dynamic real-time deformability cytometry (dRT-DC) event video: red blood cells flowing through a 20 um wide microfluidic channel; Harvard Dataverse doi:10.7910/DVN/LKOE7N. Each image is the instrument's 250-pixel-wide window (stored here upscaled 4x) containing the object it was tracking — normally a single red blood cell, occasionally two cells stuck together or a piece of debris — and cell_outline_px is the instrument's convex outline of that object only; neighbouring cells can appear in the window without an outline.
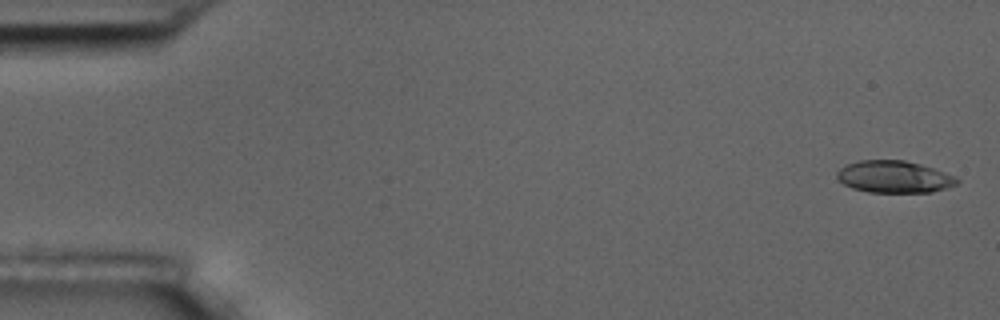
{"species": "common noctule bat (a hibernating species)", "species_latin": "Nyctalus noctula", "temperature_condition": "room temperature", "stored_images_in_passage": 5, "camera_frame_rate_fps": 3000, "um_per_image_px": 0.085, "animal": {"sex": "male", "body_mass_g": 17.5, "forearm_length_mm": 52.3}, "frame": {"image": 1, "passage_image": 1, "time_ms": 0.0, "image_size_px": [1000, 320], "cell_outline_px": [[960, 180], [956, 184], [932, 192], [868, 192], [852, 188], [844, 184], [836, 176], [836, 172], [844, 164], [860, 160], [904, 160], [920, 164], [956, 176]], "centroid_in_image_um": [75.97, 15.02], "position_along_channel_um": 9.0, "area_um2": 22.37}}
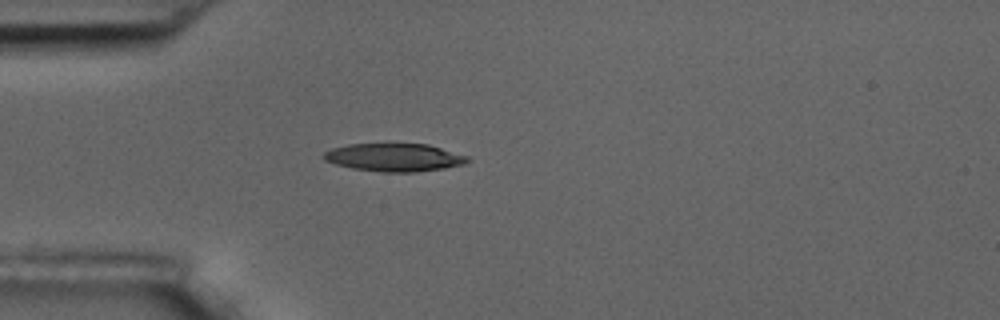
{"frame": {"image": 2, "passage_image": 5, "time_ms": 4.667, "image_size_px": [1000, 320], "cell_outline_px": [[472, 160], [464, 164], [444, 168], [416, 172], [380, 172], [352, 168], [336, 164], [324, 160], [324, 152], [332, 148], [348, 144], [388, 140], [428, 144], [468, 156]], "centroid_in_image_um": [33.51, 13.32], "position_along_channel_um": 51.5, "area_um2": 24.57}}